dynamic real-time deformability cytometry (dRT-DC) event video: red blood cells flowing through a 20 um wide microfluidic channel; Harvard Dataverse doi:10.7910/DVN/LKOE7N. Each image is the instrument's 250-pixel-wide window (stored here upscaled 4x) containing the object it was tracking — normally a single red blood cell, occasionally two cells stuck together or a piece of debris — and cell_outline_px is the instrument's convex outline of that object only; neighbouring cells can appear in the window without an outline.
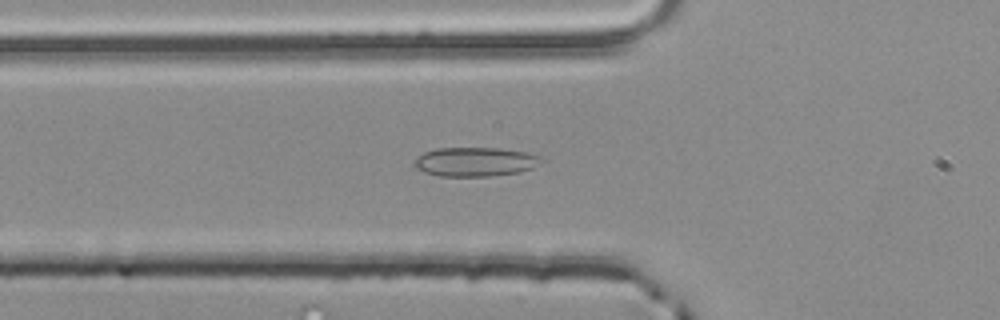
{"species": "common noctule bat (a hibernating species)", "species_latin": "Nyctalus noctula", "temperature_condition": "room temperature", "stored_images_in_passage": 51, "camera_frame_rate_fps": 3000, "um_per_image_px": 0.085, "animal": {"sex": "male", "body_mass_g": 20.4}, "frame": {"image": 1, "passage_image": 19, "time_ms": 6.0, "image_size_px": [1000, 320], "cell_outline_px": [[544, 160], [532, 168], [520, 172], [488, 176], [440, 176], [424, 172], [416, 168], [412, 164], [424, 152], [436, 148], [500, 148], [524, 152], [540, 156]], "centroid_in_image_um": [40.39, 13.75], "position_along_channel_um": 85.4, "area_um2": 21.44}}
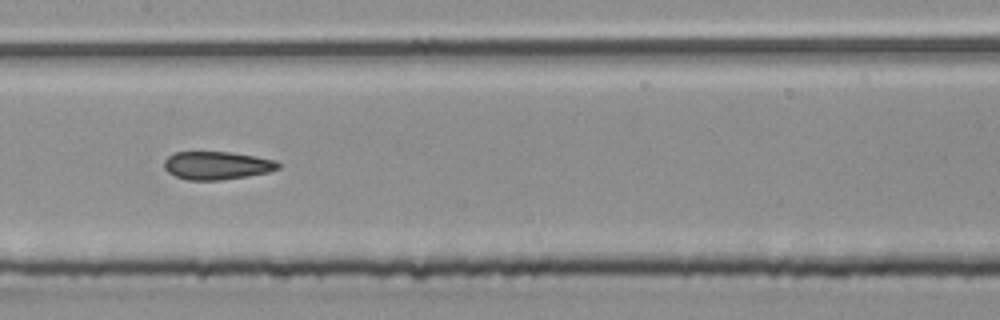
{"frame": {"image": 2, "passage_image": 27, "time_ms": 8.667, "image_size_px": [1000, 320], "cell_outline_px": [[280, 168], [268, 172], [248, 176], [220, 180], [188, 180], [176, 176], [168, 172], [164, 168], [164, 160], [168, 156], [176, 152], [228, 152], [256, 156], [276, 160], [280, 164]], "centroid_in_image_um": [18.45, 14.06], "position_along_channel_um": 189.0, "area_um2": 18.67}}
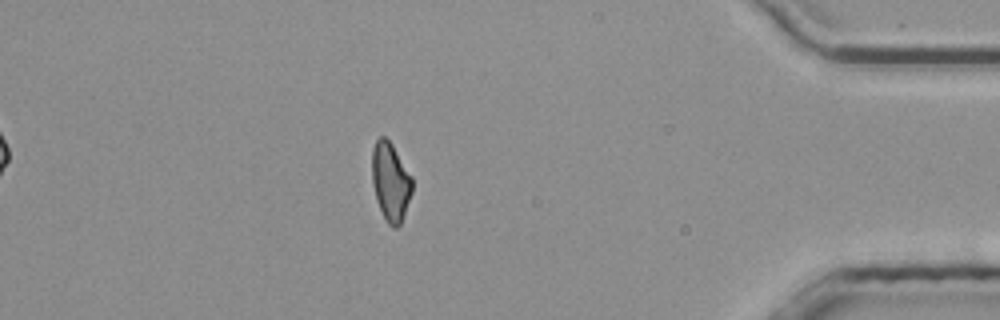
{"frame": {"image": 3, "passage_image": 47, "time_ms": 15.333, "image_size_px": [1000, 320], "cell_outline_px": [[412, 192], [400, 224], [396, 228], [392, 228], [388, 224], [376, 200], [372, 184], [372, 148], [376, 140], [380, 136], [384, 136], [392, 144], [412, 176]], "centroid_in_image_um": [33.18, 15.43], "position_along_channel_um": 402.0, "area_um2": 18.32}}